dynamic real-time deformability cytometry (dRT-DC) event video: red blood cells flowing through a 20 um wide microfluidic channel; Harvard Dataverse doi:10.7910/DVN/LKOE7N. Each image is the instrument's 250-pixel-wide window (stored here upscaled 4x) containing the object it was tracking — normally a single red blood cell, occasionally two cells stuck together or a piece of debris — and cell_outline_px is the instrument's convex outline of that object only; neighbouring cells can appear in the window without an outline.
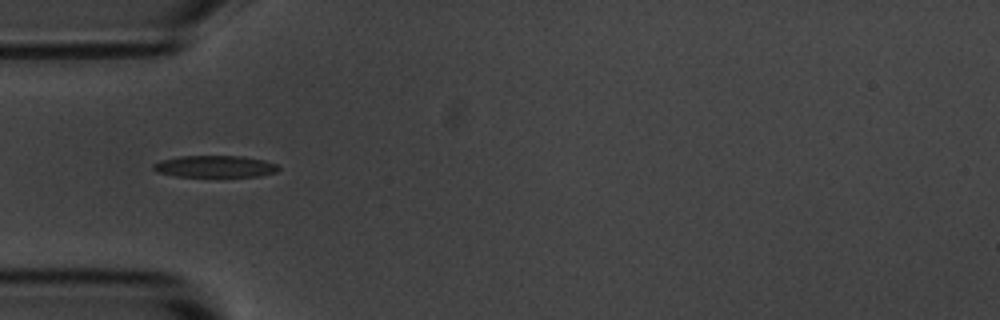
{"species": "common noctule bat (a hibernating species)", "species_latin": "Nyctalus noctula", "temperature_condition": "room temperature", "stored_images_in_passage": 5, "camera_frame_rate_fps": 3000, "um_per_image_px": 0.085, "animal": {"sex": "male", "body_mass_g": 20.1, "forearm_length_mm": 53.5}, "frame": {"image": 1, "passage_image": 4, "time_ms": 3.333, "image_size_px": [1000, 320], "cell_outline_px": [[280, 168], [276, 172], [260, 176], [176, 176], [156, 172], [152, 168], [152, 164], [160, 160], [180, 156], [240, 156], [264, 160], [276, 164]], "centroid_in_image_um": [18.24, 14.14], "position_along_channel_um": 66.8, "area_um2": 15.84}}